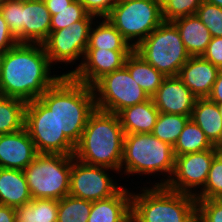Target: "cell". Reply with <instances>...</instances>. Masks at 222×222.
<instances>
[{"label": "cell", "mask_w": 222, "mask_h": 222, "mask_svg": "<svg viewBox=\"0 0 222 222\" xmlns=\"http://www.w3.org/2000/svg\"><path fill=\"white\" fill-rule=\"evenodd\" d=\"M124 136L118 115L96 108L88 118L74 157L82 163L106 167L121 175Z\"/></svg>", "instance_id": "obj_3"}, {"label": "cell", "mask_w": 222, "mask_h": 222, "mask_svg": "<svg viewBox=\"0 0 222 222\" xmlns=\"http://www.w3.org/2000/svg\"><path fill=\"white\" fill-rule=\"evenodd\" d=\"M51 70L57 69L51 65L43 44L17 43L4 54L0 94L25 102L39 99L62 76Z\"/></svg>", "instance_id": "obj_1"}, {"label": "cell", "mask_w": 222, "mask_h": 222, "mask_svg": "<svg viewBox=\"0 0 222 222\" xmlns=\"http://www.w3.org/2000/svg\"><path fill=\"white\" fill-rule=\"evenodd\" d=\"M175 155L173 147L162 142L152 133L125 134L123 158L121 163V176H152L160 175L162 179L146 183L152 186H165L173 175Z\"/></svg>", "instance_id": "obj_4"}, {"label": "cell", "mask_w": 222, "mask_h": 222, "mask_svg": "<svg viewBox=\"0 0 222 222\" xmlns=\"http://www.w3.org/2000/svg\"><path fill=\"white\" fill-rule=\"evenodd\" d=\"M219 151L208 149L175 156L174 172L165 186L173 191L196 196L203 189L211 163Z\"/></svg>", "instance_id": "obj_13"}, {"label": "cell", "mask_w": 222, "mask_h": 222, "mask_svg": "<svg viewBox=\"0 0 222 222\" xmlns=\"http://www.w3.org/2000/svg\"><path fill=\"white\" fill-rule=\"evenodd\" d=\"M38 155L27 129L0 135V168L24 170Z\"/></svg>", "instance_id": "obj_16"}, {"label": "cell", "mask_w": 222, "mask_h": 222, "mask_svg": "<svg viewBox=\"0 0 222 222\" xmlns=\"http://www.w3.org/2000/svg\"><path fill=\"white\" fill-rule=\"evenodd\" d=\"M222 197V151L214 157L207 181L203 189L195 196L196 200L220 199Z\"/></svg>", "instance_id": "obj_31"}, {"label": "cell", "mask_w": 222, "mask_h": 222, "mask_svg": "<svg viewBox=\"0 0 222 222\" xmlns=\"http://www.w3.org/2000/svg\"><path fill=\"white\" fill-rule=\"evenodd\" d=\"M208 149H220L213 146L205 136V133L190 118L180 133L177 142L173 146L175 156L187 153L201 152Z\"/></svg>", "instance_id": "obj_28"}, {"label": "cell", "mask_w": 222, "mask_h": 222, "mask_svg": "<svg viewBox=\"0 0 222 222\" xmlns=\"http://www.w3.org/2000/svg\"><path fill=\"white\" fill-rule=\"evenodd\" d=\"M106 18L133 49L164 21L160 0H119Z\"/></svg>", "instance_id": "obj_8"}, {"label": "cell", "mask_w": 222, "mask_h": 222, "mask_svg": "<svg viewBox=\"0 0 222 222\" xmlns=\"http://www.w3.org/2000/svg\"><path fill=\"white\" fill-rule=\"evenodd\" d=\"M92 88L96 108L115 114L150 98L132 78L125 66L104 75Z\"/></svg>", "instance_id": "obj_11"}, {"label": "cell", "mask_w": 222, "mask_h": 222, "mask_svg": "<svg viewBox=\"0 0 222 222\" xmlns=\"http://www.w3.org/2000/svg\"><path fill=\"white\" fill-rule=\"evenodd\" d=\"M50 25L44 0H22V43L43 44L50 35Z\"/></svg>", "instance_id": "obj_17"}, {"label": "cell", "mask_w": 222, "mask_h": 222, "mask_svg": "<svg viewBox=\"0 0 222 222\" xmlns=\"http://www.w3.org/2000/svg\"><path fill=\"white\" fill-rule=\"evenodd\" d=\"M49 12L51 15L50 31L70 27V25L83 20L89 14L79 0H74L62 10H49Z\"/></svg>", "instance_id": "obj_32"}, {"label": "cell", "mask_w": 222, "mask_h": 222, "mask_svg": "<svg viewBox=\"0 0 222 222\" xmlns=\"http://www.w3.org/2000/svg\"><path fill=\"white\" fill-rule=\"evenodd\" d=\"M205 1L222 8V0H205Z\"/></svg>", "instance_id": "obj_43"}, {"label": "cell", "mask_w": 222, "mask_h": 222, "mask_svg": "<svg viewBox=\"0 0 222 222\" xmlns=\"http://www.w3.org/2000/svg\"><path fill=\"white\" fill-rule=\"evenodd\" d=\"M138 190L136 193L132 189L131 222H197L195 196L166 186L150 185Z\"/></svg>", "instance_id": "obj_5"}, {"label": "cell", "mask_w": 222, "mask_h": 222, "mask_svg": "<svg viewBox=\"0 0 222 222\" xmlns=\"http://www.w3.org/2000/svg\"><path fill=\"white\" fill-rule=\"evenodd\" d=\"M39 99L56 116L59 130L76 146L96 109L93 88L71 76H61Z\"/></svg>", "instance_id": "obj_2"}, {"label": "cell", "mask_w": 222, "mask_h": 222, "mask_svg": "<svg viewBox=\"0 0 222 222\" xmlns=\"http://www.w3.org/2000/svg\"><path fill=\"white\" fill-rule=\"evenodd\" d=\"M181 36L183 44L191 57L202 56L212 39L208 28L196 15L178 18L172 22Z\"/></svg>", "instance_id": "obj_21"}, {"label": "cell", "mask_w": 222, "mask_h": 222, "mask_svg": "<svg viewBox=\"0 0 222 222\" xmlns=\"http://www.w3.org/2000/svg\"><path fill=\"white\" fill-rule=\"evenodd\" d=\"M124 66L149 97H152L157 92L166 77L134 50L127 56Z\"/></svg>", "instance_id": "obj_24"}, {"label": "cell", "mask_w": 222, "mask_h": 222, "mask_svg": "<svg viewBox=\"0 0 222 222\" xmlns=\"http://www.w3.org/2000/svg\"><path fill=\"white\" fill-rule=\"evenodd\" d=\"M219 68L202 56L190 57L178 77L197 98H207L216 81Z\"/></svg>", "instance_id": "obj_18"}, {"label": "cell", "mask_w": 222, "mask_h": 222, "mask_svg": "<svg viewBox=\"0 0 222 222\" xmlns=\"http://www.w3.org/2000/svg\"><path fill=\"white\" fill-rule=\"evenodd\" d=\"M162 17L166 22L197 13L198 7L203 0H160Z\"/></svg>", "instance_id": "obj_33"}, {"label": "cell", "mask_w": 222, "mask_h": 222, "mask_svg": "<svg viewBox=\"0 0 222 222\" xmlns=\"http://www.w3.org/2000/svg\"><path fill=\"white\" fill-rule=\"evenodd\" d=\"M146 62L164 76H178L181 67L191 57L177 27L163 21L135 49Z\"/></svg>", "instance_id": "obj_7"}, {"label": "cell", "mask_w": 222, "mask_h": 222, "mask_svg": "<svg viewBox=\"0 0 222 222\" xmlns=\"http://www.w3.org/2000/svg\"><path fill=\"white\" fill-rule=\"evenodd\" d=\"M160 113L191 116L197 97L178 76L165 77L151 97Z\"/></svg>", "instance_id": "obj_15"}, {"label": "cell", "mask_w": 222, "mask_h": 222, "mask_svg": "<svg viewBox=\"0 0 222 222\" xmlns=\"http://www.w3.org/2000/svg\"><path fill=\"white\" fill-rule=\"evenodd\" d=\"M132 51L87 48L81 65L70 76L92 87L104 75L121 69Z\"/></svg>", "instance_id": "obj_14"}, {"label": "cell", "mask_w": 222, "mask_h": 222, "mask_svg": "<svg viewBox=\"0 0 222 222\" xmlns=\"http://www.w3.org/2000/svg\"><path fill=\"white\" fill-rule=\"evenodd\" d=\"M110 171L120 176V173L115 170L88 165L74 158L68 195L89 201H98L115 195L124 185H121L123 184L121 182L119 185Z\"/></svg>", "instance_id": "obj_12"}, {"label": "cell", "mask_w": 222, "mask_h": 222, "mask_svg": "<svg viewBox=\"0 0 222 222\" xmlns=\"http://www.w3.org/2000/svg\"><path fill=\"white\" fill-rule=\"evenodd\" d=\"M219 110H220V114L222 116V104H218Z\"/></svg>", "instance_id": "obj_45"}, {"label": "cell", "mask_w": 222, "mask_h": 222, "mask_svg": "<svg viewBox=\"0 0 222 222\" xmlns=\"http://www.w3.org/2000/svg\"><path fill=\"white\" fill-rule=\"evenodd\" d=\"M153 99L126 107L117 113L125 134L152 133L159 116Z\"/></svg>", "instance_id": "obj_20"}, {"label": "cell", "mask_w": 222, "mask_h": 222, "mask_svg": "<svg viewBox=\"0 0 222 222\" xmlns=\"http://www.w3.org/2000/svg\"><path fill=\"white\" fill-rule=\"evenodd\" d=\"M74 0H44L48 10H62L68 7Z\"/></svg>", "instance_id": "obj_42"}, {"label": "cell", "mask_w": 222, "mask_h": 222, "mask_svg": "<svg viewBox=\"0 0 222 222\" xmlns=\"http://www.w3.org/2000/svg\"><path fill=\"white\" fill-rule=\"evenodd\" d=\"M196 15L208 28L212 37L222 36V8L205 0L198 7Z\"/></svg>", "instance_id": "obj_35"}, {"label": "cell", "mask_w": 222, "mask_h": 222, "mask_svg": "<svg viewBox=\"0 0 222 222\" xmlns=\"http://www.w3.org/2000/svg\"><path fill=\"white\" fill-rule=\"evenodd\" d=\"M207 98L216 104H222V68L219 69L216 81Z\"/></svg>", "instance_id": "obj_40"}, {"label": "cell", "mask_w": 222, "mask_h": 222, "mask_svg": "<svg viewBox=\"0 0 222 222\" xmlns=\"http://www.w3.org/2000/svg\"><path fill=\"white\" fill-rule=\"evenodd\" d=\"M0 12L10 33L18 43H22V0H4Z\"/></svg>", "instance_id": "obj_34"}, {"label": "cell", "mask_w": 222, "mask_h": 222, "mask_svg": "<svg viewBox=\"0 0 222 222\" xmlns=\"http://www.w3.org/2000/svg\"><path fill=\"white\" fill-rule=\"evenodd\" d=\"M92 201L67 195L58 200L57 222H88Z\"/></svg>", "instance_id": "obj_30"}, {"label": "cell", "mask_w": 222, "mask_h": 222, "mask_svg": "<svg viewBox=\"0 0 222 222\" xmlns=\"http://www.w3.org/2000/svg\"><path fill=\"white\" fill-rule=\"evenodd\" d=\"M190 118L213 146L222 148V116L218 104L208 98H197Z\"/></svg>", "instance_id": "obj_22"}, {"label": "cell", "mask_w": 222, "mask_h": 222, "mask_svg": "<svg viewBox=\"0 0 222 222\" xmlns=\"http://www.w3.org/2000/svg\"><path fill=\"white\" fill-rule=\"evenodd\" d=\"M24 100L0 94V135L20 131L25 127Z\"/></svg>", "instance_id": "obj_27"}, {"label": "cell", "mask_w": 222, "mask_h": 222, "mask_svg": "<svg viewBox=\"0 0 222 222\" xmlns=\"http://www.w3.org/2000/svg\"><path fill=\"white\" fill-rule=\"evenodd\" d=\"M31 200L23 170L0 168V205L16 208Z\"/></svg>", "instance_id": "obj_23"}, {"label": "cell", "mask_w": 222, "mask_h": 222, "mask_svg": "<svg viewBox=\"0 0 222 222\" xmlns=\"http://www.w3.org/2000/svg\"><path fill=\"white\" fill-rule=\"evenodd\" d=\"M119 0H79L85 10L96 18H106Z\"/></svg>", "instance_id": "obj_37"}, {"label": "cell", "mask_w": 222, "mask_h": 222, "mask_svg": "<svg viewBox=\"0 0 222 222\" xmlns=\"http://www.w3.org/2000/svg\"><path fill=\"white\" fill-rule=\"evenodd\" d=\"M25 128L38 154L74 155L76 146L59 130L56 116L40 99L27 102Z\"/></svg>", "instance_id": "obj_9"}, {"label": "cell", "mask_w": 222, "mask_h": 222, "mask_svg": "<svg viewBox=\"0 0 222 222\" xmlns=\"http://www.w3.org/2000/svg\"><path fill=\"white\" fill-rule=\"evenodd\" d=\"M190 117L179 114L159 113L152 134L162 142L168 143L173 147Z\"/></svg>", "instance_id": "obj_29"}, {"label": "cell", "mask_w": 222, "mask_h": 222, "mask_svg": "<svg viewBox=\"0 0 222 222\" xmlns=\"http://www.w3.org/2000/svg\"><path fill=\"white\" fill-rule=\"evenodd\" d=\"M0 222H15V208L0 205Z\"/></svg>", "instance_id": "obj_41"}, {"label": "cell", "mask_w": 222, "mask_h": 222, "mask_svg": "<svg viewBox=\"0 0 222 222\" xmlns=\"http://www.w3.org/2000/svg\"><path fill=\"white\" fill-rule=\"evenodd\" d=\"M124 185L115 195L92 201L88 222H131L132 190Z\"/></svg>", "instance_id": "obj_19"}, {"label": "cell", "mask_w": 222, "mask_h": 222, "mask_svg": "<svg viewBox=\"0 0 222 222\" xmlns=\"http://www.w3.org/2000/svg\"><path fill=\"white\" fill-rule=\"evenodd\" d=\"M88 48L134 50L107 18H96L92 23Z\"/></svg>", "instance_id": "obj_25"}, {"label": "cell", "mask_w": 222, "mask_h": 222, "mask_svg": "<svg viewBox=\"0 0 222 222\" xmlns=\"http://www.w3.org/2000/svg\"><path fill=\"white\" fill-rule=\"evenodd\" d=\"M5 52L0 51V85H1V69H2V61L4 57Z\"/></svg>", "instance_id": "obj_44"}, {"label": "cell", "mask_w": 222, "mask_h": 222, "mask_svg": "<svg viewBox=\"0 0 222 222\" xmlns=\"http://www.w3.org/2000/svg\"><path fill=\"white\" fill-rule=\"evenodd\" d=\"M197 222H222V201L197 200Z\"/></svg>", "instance_id": "obj_36"}, {"label": "cell", "mask_w": 222, "mask_h": 222, "mask_svg": "<svg viewBox=\"0 0 222 222\" xmlns=\"http://www.w3.org/2000/svg\"><path fill=\"white\" fill-rule=\"evenodd\" d=\"M202 57L219 69L222 68V36L212 37Z\"/></svg>", "instance_id": "obj_38"}, {"label": "cell", "mask_w": 222, "mask_h": 222, "mask_svg": "<svg viewBox=\"0 0 222 222\" xmlns=\"http://www.w3.org/2000/svg\"><path fill=\"white\" fill-rule=\"evenodd\" d=\"M58 200L32 199L15 208V222H57Z\"/></svg>", "instance_id": "obj_26"}, {"label": "cell", "mask_w": 222, "mask_h": 222, "mask_svg": "<svg viewBox=\"0 0 222 222\" xmlns=\"http://www.w3.org/2000/svg\"><path fill=\"white\" fill-rule=\"evenodd\" d=\"M17 43V40L10 33L7 23L0 12V51L6 52Z\"/></svg>", "instance_id": "obj_39"}, {"label": "cell", "mask_w": 222, "mask_h": 222, "mask_svg": "<svg viewBox=\"0 0 222 222\" xmlns=\"http://www.w3.org/2000/svg\"><path fill=\"white\" fill-rule=\"evenodd\" d=\"M74 155L38 154L23 170L32 199L60 200L69 194Z\"/></svg>", "instance_id": "obj_6"}, {"label": "cell", "mask_w": 222, "mask_h": 222, "mask_svg": "<svg viewBox=\"0 0 222 222\" xmlns=\"http://www.w3.org/2000/svg\"><path fill=\"white\" fill-rule=\"evenodd\" d=\"M95 16L88 14L83 20L73 23L56 31H50L48 39L43 43L46 54L52 66L57 64H70L71 70L62 73V76H70L81 65L89 43V31ZM81 60V61H79ZM76 61L79 62L77 65ZM75 63V65H74ZM76 66L73 69V66Z\"/></svg>", "instance_id": "obj_10"}]
</instances>
